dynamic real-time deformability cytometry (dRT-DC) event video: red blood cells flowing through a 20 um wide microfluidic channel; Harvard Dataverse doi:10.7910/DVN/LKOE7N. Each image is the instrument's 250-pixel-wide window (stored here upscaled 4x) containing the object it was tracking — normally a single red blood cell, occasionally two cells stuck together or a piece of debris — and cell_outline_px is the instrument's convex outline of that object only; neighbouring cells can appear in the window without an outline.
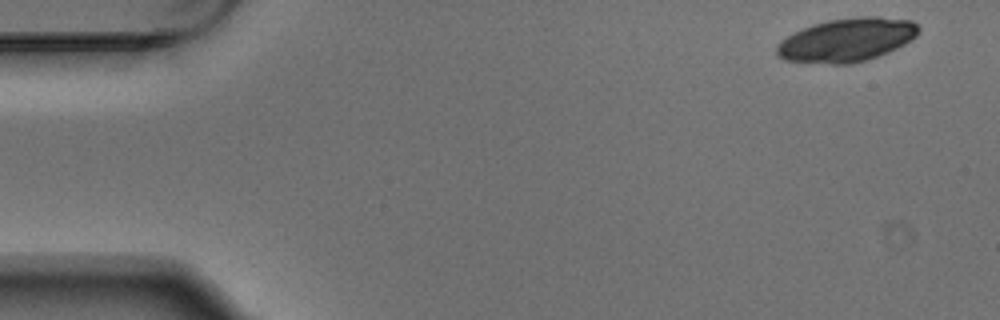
{"species": "Egyptian fruit bat (a non-hibernating species)", "species_latin": "Rousettus aegyptiacus", "temperature_condition": "warm", "stored_images_in_passage": 4, "camera_frame_rate_fps": 3000, "um_per_image_px": 0.085, "animal": {"sex": "male"}, "frame": {"image": 1, "passage_image": 1, "time_ms": 0.0, "image_size_px": [1000, 320], "cell_outline_px": [[920, 28], [916, 36], [904, 44], [888, 52], [864, 60], [848, 64], [832, 64], [784, 60], [776, 56], [776, 48], [780, 40], [812, 24], [828, 20], [860, 16], [876, 16], [912, 20]], "centroid_in_image_um": [71.97, 3.39], "position_along_channel_um": 13.0, "area_um2": 35.78}}